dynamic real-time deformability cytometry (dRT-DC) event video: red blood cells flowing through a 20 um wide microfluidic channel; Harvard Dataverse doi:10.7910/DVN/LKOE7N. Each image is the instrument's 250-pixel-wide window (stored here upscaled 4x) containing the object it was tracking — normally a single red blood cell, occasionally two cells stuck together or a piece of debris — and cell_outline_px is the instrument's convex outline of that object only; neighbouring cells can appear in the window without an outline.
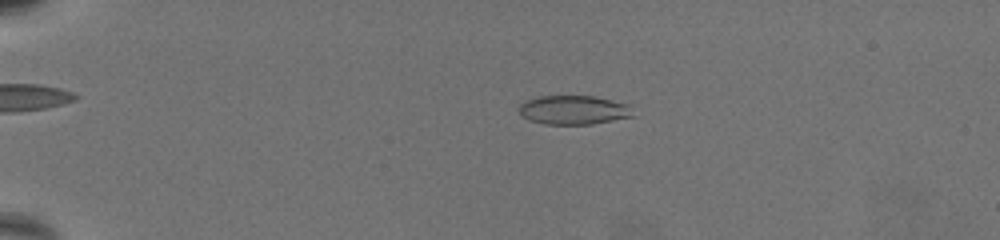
{"species": "common noctule bat (a hibernating species)", "species_latin": "Nyctalus noctula", "temperature_condition": "warm", "stored_images_in_passage": 55, "camera_frame_rate_fps": 3000, "um_per_image_px": 0.085, "animal": {"sex": "female", "body_mass_g": 19.5, "forearm_length_mm": 54.1}, "frame": {"image": 1, "passage_image": 4, "time_ms": 1.0, "image_size_px": [1000, 240], "cell_outline_px": [[636, 116], [592, 124], [544, 124], [528, 120], [520, 116], [520, 104], [524, 100], [540, 96], [592, 96], [628, 104]], "centroid_in_image_um": [48.74, 9.35], "position_along_channel_um": 36.3, "area_um2": 19.36}}
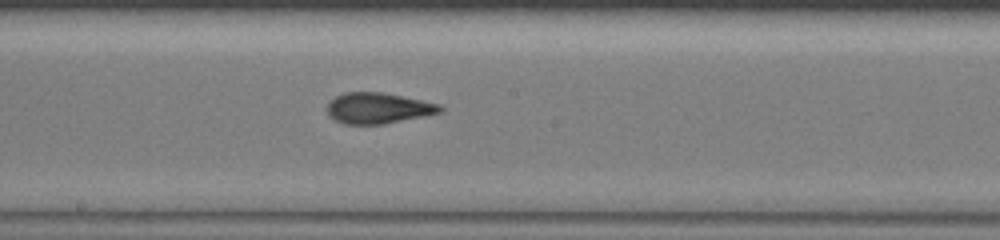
{"frame": {"image": 2, "passage_image": 28, "time_ms": 9.0, "image_size_px": [1000, 240], "cell_outline_px": [[444, 108], [440, 112], [384, 124], [344, 124], [336, 120], [328, 112], [328, 104], [336, 96], [344, 92], [384, 92], [440, 104]], "centroid_in_image_um": [32.15, 9.18], "position_along_channel_um": 216.1, "area_um2": 20.0}}
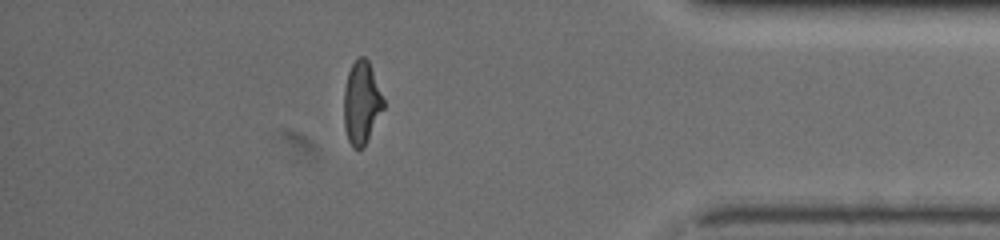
{"frame": {"image": 3, "passage_image": 48, "time_ms": 15.667, "image_size_px": [1000, 240], "cell_outline_px": [[384, 108], [364, 148], [352, 148], [348, 140], [344, 128], [344, 88], [348, 72], [352, 64], [360, 56], [364, 56], [368, 60], [384, 100]], "centroid_in_image_um": [30.72, 8.76], "position_along_channel_um": 404.5, "area_um2": 19.07}, "authors_computed_cell_mechanics": {"area_um2": 19.7098, "velocity_mm_per_s": 3.2188, "shape_relaxation_time_tau1_ms": 10.4594, "shape_relaxation_time_tau2_ms": 1.4126, "deformation_change_tau1": 0.2582, "deformation_change_tau2": 0.088}}